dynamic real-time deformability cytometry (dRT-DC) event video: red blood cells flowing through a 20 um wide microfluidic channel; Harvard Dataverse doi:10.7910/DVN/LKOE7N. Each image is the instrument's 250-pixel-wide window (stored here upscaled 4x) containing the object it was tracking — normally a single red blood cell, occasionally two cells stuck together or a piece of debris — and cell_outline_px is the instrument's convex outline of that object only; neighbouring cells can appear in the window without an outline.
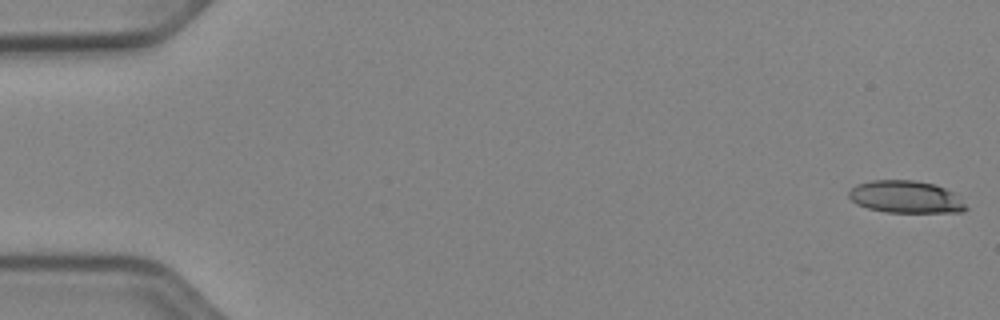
{"species": "Egyptian fruit bat (a non-hibernating species)", "species_latin": "Rousettus aegyptiacus", "temperature_condition": "cold", "stored_images_in_passage": 27, "camera_frame_rate_fps": 3000, "um_per_image_px": 0.085, "animal": {"sex": "female"}, "frame": {"image": 1, "passage_image": 1, "time_ms": 0.0, "image_size_px": [1000, 320], "cell_outline_px": [[968, 208], [964, 212], [888, 212], [868, 208], [856, 204], [848, 196], [848, 192], [856, 184], [872, 180], [916, 180], [936, 184], [952, 192]], "centroid_in_image_um": [76.96, 16.73], "position_along_channel_um": 8.0, "area_um2": 21.96}}
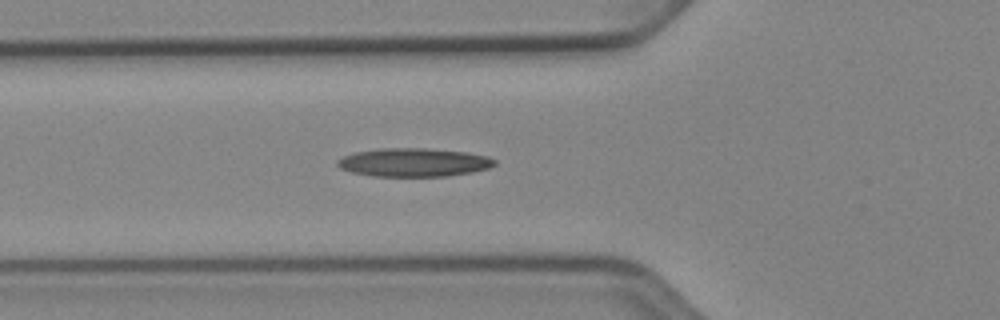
{"frame": {"image": 2, "passage_image": 19, "time_ms": 6.0, "image_size_px": [1000, 320], "cell_outline_px": [[496, 164], [488, 168], [472, 172], [448, 176], [372, 176], [352, 172], [340, 168], [336, 164], [336, 160], [344, 156], [356, 152], [380, 148], [424, 148], [468, 152], [488, 156], [496, 160]], "centroid_in_image_um": [35.18, 13.8], "position_along_channel_um": 90.6, "area_um2": 26.13}}
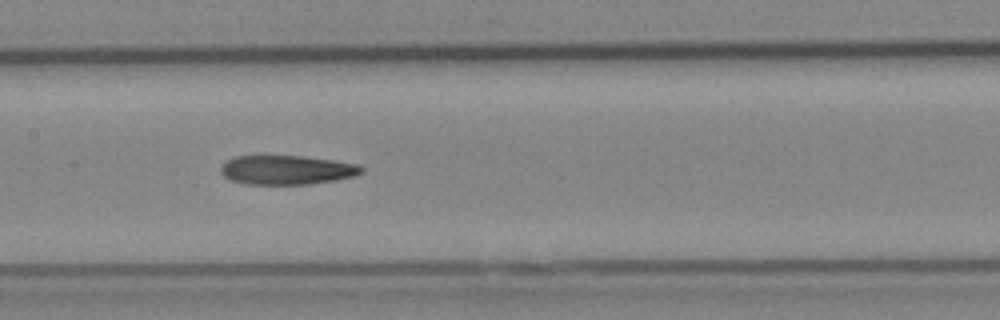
{"frame": {"image": 3, "passage_image": 26, "time_ms": 8.333, "image_size_px": [1000, 320], "cell_outline_px": [[364, 172], [356, 176], [336, 180], [308, 184], [244, 184], [232, 180], [224, 176], [220, 172], [220, 168], [224, 160], [236, 156], [304, 156], [360, 164], [364, 168]], "centroid_in_image_um": [24.39, 14.44], "position_along_channel_um": 183.0, "area_um2": 24.16}}